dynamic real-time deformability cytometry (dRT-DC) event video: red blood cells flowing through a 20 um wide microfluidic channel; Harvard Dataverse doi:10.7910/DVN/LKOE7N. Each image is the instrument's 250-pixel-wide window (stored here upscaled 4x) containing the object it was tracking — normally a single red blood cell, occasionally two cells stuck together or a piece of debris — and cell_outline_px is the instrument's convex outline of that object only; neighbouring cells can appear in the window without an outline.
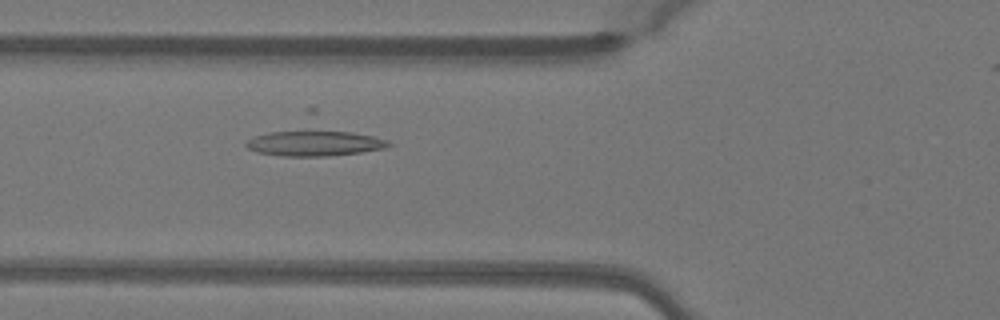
{"species": "Egyptian fruit bat (a non-hibernating species)", "species_latin": "Rousettus aegyptiacus", "temperature_condition": "warm", "stored_images_in_passage": 47, "camera_frame_rate_fps": 3000, "um_per_image_px": 0.085, "animal": {"sex": "female"}, "frame": {"image": 1, "passage_image": 19, "time_ms": 6.0, "image_size_px": [1000, 320], "cell_outline_px": [[392, 144], [384, 148], [360, 152], [328, 156], [284, 156], [256, 152], [248, 148], [244, 144], [248, 140], [256, 136], [268, 132], [308, 128], [316, 128], [352, 132], [372, 136], [388, 140]], "centroid_in_image_um": [26.71, 12.13], "position_along_channel_um": 99.1, "area_um2": 21.79}}
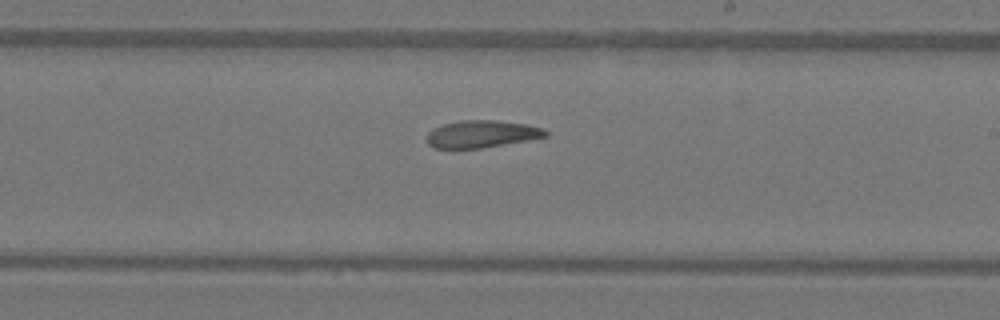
{"frame": {"image": 2, "passage_image": 30, "time_ms": 9.667, "image_size_px": [1000, 320], "cell_outline_px": [[548, 136], [480, 148], [436, 148], [428, 144], [428, 132], [432, 128], [444, 124], [460, 120], [496, 120], [528, 124], [540, 128], [548, 132]], "centroid_in_image_um": [40.92, 11.38], "position_along_channel_um": 248.1, "area_um2": 18.61}}
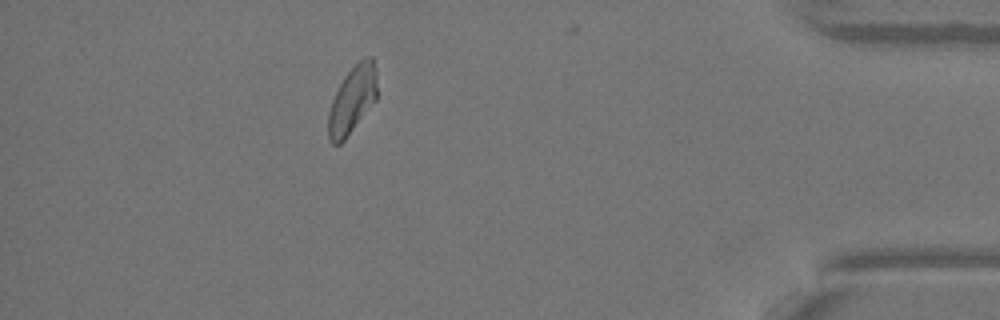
{"frame": {"image": 3, "passage_image": 45, "time_ms": 14.667, "image_size_px": [1000, 320], "cell_outline_px": [[376, 100], [344, 140], [340, 144], [332, 144], [328, 136], [328, 112], [332, 100], [344, 76], [364, 56], [372, 56], [376, 68]], "centroid_in_image_um": [29.94, 8.47], "position_along_channel_um": 405.3, "area_um2": 18.96}}